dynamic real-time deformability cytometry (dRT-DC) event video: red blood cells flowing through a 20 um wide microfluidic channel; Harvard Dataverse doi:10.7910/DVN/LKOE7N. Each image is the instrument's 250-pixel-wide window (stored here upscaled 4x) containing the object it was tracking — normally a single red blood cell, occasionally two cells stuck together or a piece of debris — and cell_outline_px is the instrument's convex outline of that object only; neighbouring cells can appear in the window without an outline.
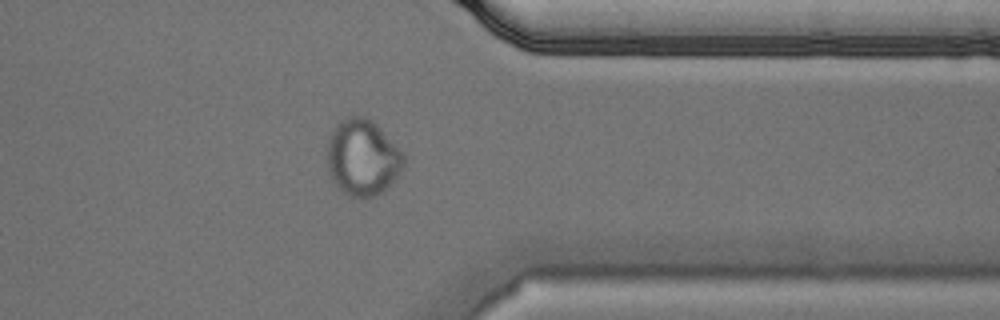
{"species": "Egyptian fruit bat (a non-hibernating species)", "species_latin": "Rousettus aegyptiacus", "temperature_condition": "cold", "stored_images_in_passage": 39, "camera_frame_rate_fps": 3000, "um_per_image_px": 0.085, "animal": {"sex": "male"}, "frame": {"image": 1, "passage_image": 28, "time_ms": 9.0, "image_size_px": [1000, 320], "cell_outline_px": [[404, 168], [384, 192], [376, 196], [360, 200], [344, 192], [332, 180], [328, 168], [328, 140], [336, 124], [340, 120], [348, 116], [368, 116], [404, 152]], "centroid_in_image_um": [30.85, 13.4], "position_along_channel_um": 380.5, "area_um2": 34.33}}